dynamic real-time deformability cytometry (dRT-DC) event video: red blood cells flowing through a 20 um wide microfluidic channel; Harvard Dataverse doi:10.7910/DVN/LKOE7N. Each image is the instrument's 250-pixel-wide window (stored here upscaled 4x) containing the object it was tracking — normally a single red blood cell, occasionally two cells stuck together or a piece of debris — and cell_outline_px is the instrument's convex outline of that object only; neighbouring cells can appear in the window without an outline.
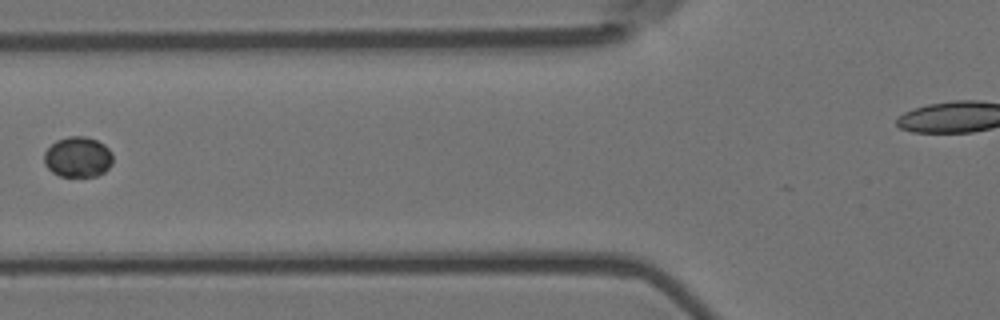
{"species": "Egyptian fruit bat (a non-hibernating species)", "species_latin": "Rousettus aegyptiacus", "temperature_condition": "room temperature", "stored_images_in_passage": 7, "camera_frame_rate_fps": 3000, "um_per_image_px": 0.085, "animal": {"sex": "female"}, "frame": {"image": 1, "passage_image": 6, "time_ms": 1.667, "image_size_px": [1000, 320], "cell_outline_px": [[112, 164], [104, 172], [96, 176], [60, 176], [52, 172], [44, 164], [44, 152], [56, 140], [68, 136], [84, 136], [96, 140], [104, 144], [112, 152]], "centroid_in_image_um": [6.61, 13.34], "position_along_channel_um": 119.2, "area_um2": 16.24}}
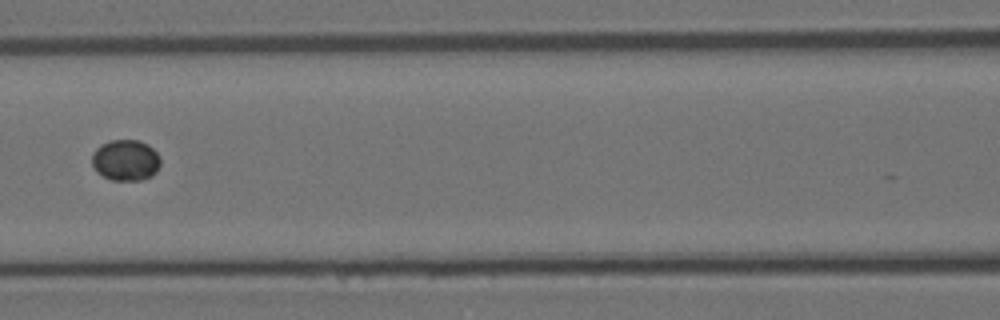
{"frame": {"image": 2, "passage_image": 7, "time_ms": 2.0, "image_size_px": [1000, 320], "cell_outline_px": [[160, 164], [156, 172], [152, 176], [140, 180], [112, 180], [96, 172], [92, 164], [92, 152], [100, 144], [112, 140], [140, 140], [148, 144], [160, 156]], "centroid_in_image_um": [10.67, 13.61], "position_along_channel_um": 155.9, "area_um2": 16.53}}